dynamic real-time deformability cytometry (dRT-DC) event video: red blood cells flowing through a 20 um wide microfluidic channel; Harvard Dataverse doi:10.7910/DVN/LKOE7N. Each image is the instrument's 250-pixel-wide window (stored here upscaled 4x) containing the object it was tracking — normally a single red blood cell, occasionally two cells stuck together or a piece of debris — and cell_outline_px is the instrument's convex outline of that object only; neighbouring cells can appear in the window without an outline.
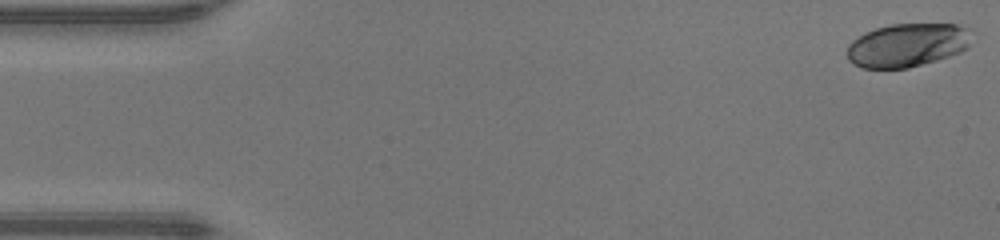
{"species": "human", "species_latin": "Homo sapiens", "temperature_condition": "warm", "stored_images_in_passage": 47, "camera_frame_rate_fps": 3000, "um_per_image_px": 0.085, "donor": {"sex": "male"}, "frame": {"image": 1, "passage_image": 1, "time_ms": 0.0, "image_size_px": [1000, 240], "cell_outline_px": [[972, 28], [968, 48], [960, 52], [936, 60], [908, 68], [864, 68], [852, 64], [848, 60], [848, 44], [852, 40], [864, 32], [876, 28], [892, 24], [956, 24]], "centroid_in_image_um": [77.13, 3.82], "position_along_channel_um": 7.9, "area_um2": 31.73}}
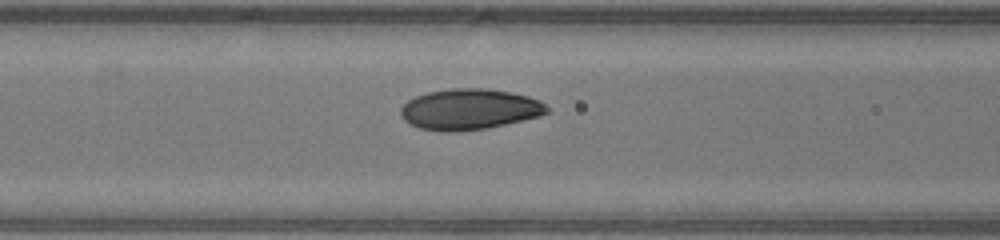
{"frame": {"image": 2, "passage_image": 19, "time_ms": 6.0, "image_size_px": [1000, 240], "cell_outline_px": [[552, 112], [540, 116], [488, 128], [456, 132], [444, 132], [420, 128], [404, 120], [400, 116], [400, 108], [408, 100], [416, 96], [428, 92], [452, 88], [484, 88], [512, 92], [528, 96], [540, 100]], "centroid_in_image_um": [39.92, 9.29], "position_along_channel_um": 126.7, "area_um2": 34.97}}
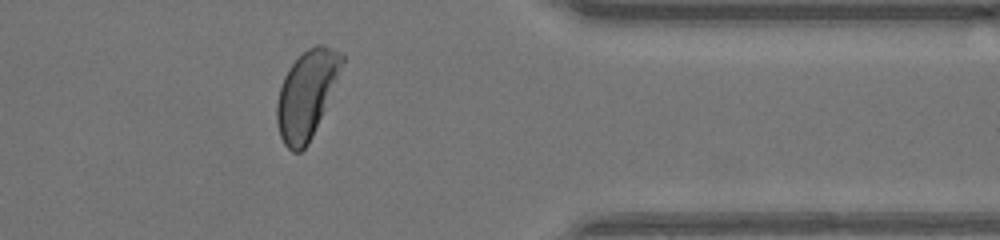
{"frame": {"image": 3, "passage_image": 38, "time_ms": 12.333, "image_size_px": [1000, 240], "cell_outline_px": [[344, 60], [336, 80], [312, 136], [308, 144], [300, 152], [292, 152], [284, 144], [280, 136], [276, 120], [276, 104], [280, 88], [284, 76], [288, 68], [308, 48], [316, 44], [324, 44], [344, 52]], "centroid_in_image_um": [26.04, 8.0], "position_along_channel_um": 385.4, "area_um2": 32.71}, "authors_computed_cell_mechanics": {"area_um2": 33.8708, "velocity_mm_per_s": 4.3646, "shape_relaxation_time_tau1_ms": 3.0326, "shape_relaxation_time_tau2_ms": null, "deformation_change_tau1": 0.1595, "deformation_change_tau2": null}}